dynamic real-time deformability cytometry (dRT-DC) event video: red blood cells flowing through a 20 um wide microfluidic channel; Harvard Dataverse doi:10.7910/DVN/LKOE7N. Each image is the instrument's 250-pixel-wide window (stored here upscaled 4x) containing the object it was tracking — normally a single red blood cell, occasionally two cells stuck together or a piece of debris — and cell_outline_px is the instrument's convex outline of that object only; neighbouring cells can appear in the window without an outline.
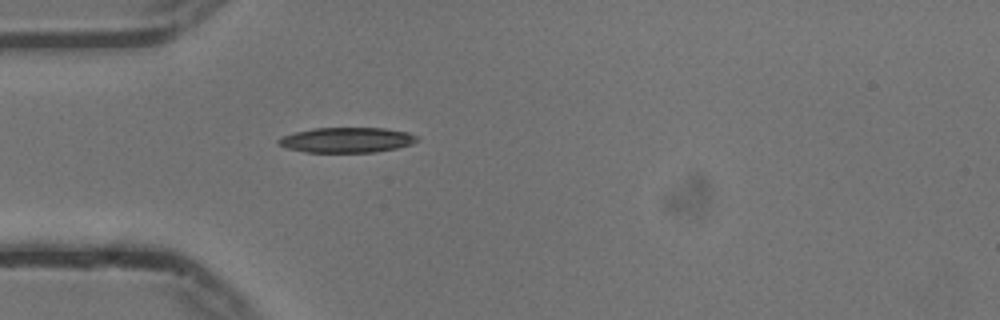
{"species": "common noctule bat (a hibernating species)", "species_latin": "Nyctalus noctula", "temperature_condition": "cold", "stored_images_in_passage": 40, "camera_frame_rate_fps": 3000, "um_per_image_px": 0.085, "animal": {"sex": "male", "body_mass_g": 13.3}, "frame": {"image": 1, "passage_image": 1, "time_ms": 0.0, "image_size_px": [1000, 320], "cell_outline_px": [[420, 140], [412, 144], [396, 148], [376, 152], [308, 152], [284, 148], [276, 144], [276, 140], [284, 136], [296, 132], [312, 128], [384, 128], [408, 132], [420, 136]], "centroid_in_image_um": [29.5, 11.9], "position_along_channel_um": 55.5, "area_um2": 20.52}}
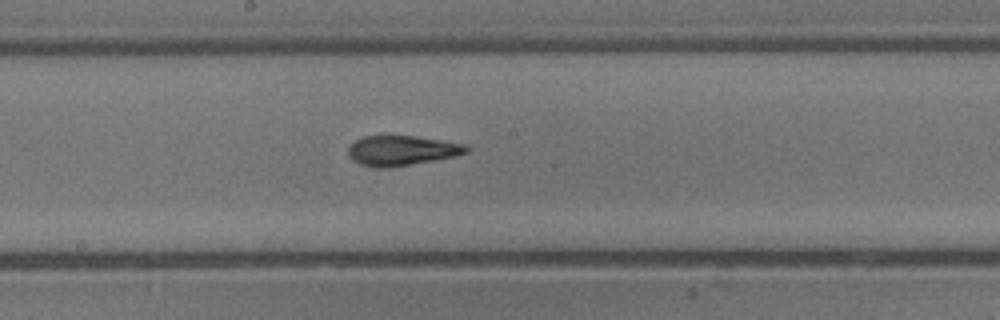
{"frame": {"image": 2, "passage_image": 14, "time_ms": 4.333, "image_size_px": [1000, 320], "cell_outline_px": [[468, 152], [456, 156], [388, 168], [376, 168], [360, 164], [352, 160], [348, 156], [348, 148], [356, 140], [364, 136], [416, 136], [464, 144], [468, 148]], "centroid_in_image_um": [34.11, 12.8], "position_along_channel_um": 214.1, "area_um2": 20.46}}
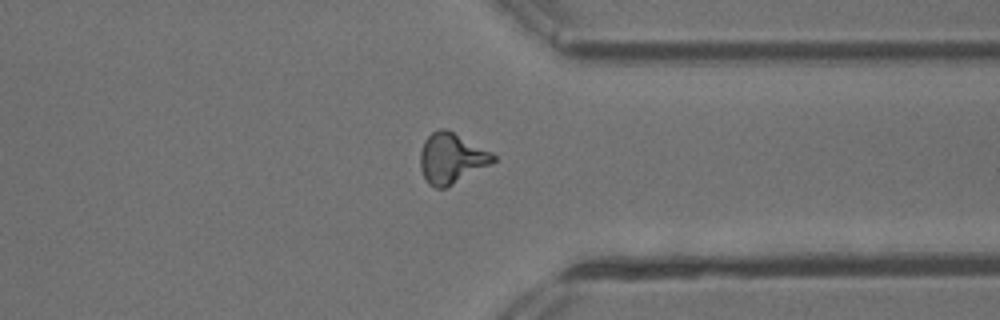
{"frame": {"image": 3, "passage_image": 27, "time_ms": 8.667, "image_size_px": [1000, 320], "cell_outline_px": [[496, 160], [444, 188], [436, 188], [428, 184], [420, 168], [420, 152], [424, 140], [432, 132], [440, 128], [444, 128], [492, 152], [496, 156]], "centroid_in_image_um": [38.33, 13.44], "position_along_channel_um": 373.1, "area_um2": 20.87}, "authors_computed_cell_mechanics": {"area_um2": 20.4323, "velocity_mm_per_s": 3.7528, "shape_relaxation_time_tau1_ms": 4.4666, "shape_relaxation_time_tau2_ms": 2.4112, "deformation_change_tau1": 0.1751, "deformation_change_tau2": 0.0981}}